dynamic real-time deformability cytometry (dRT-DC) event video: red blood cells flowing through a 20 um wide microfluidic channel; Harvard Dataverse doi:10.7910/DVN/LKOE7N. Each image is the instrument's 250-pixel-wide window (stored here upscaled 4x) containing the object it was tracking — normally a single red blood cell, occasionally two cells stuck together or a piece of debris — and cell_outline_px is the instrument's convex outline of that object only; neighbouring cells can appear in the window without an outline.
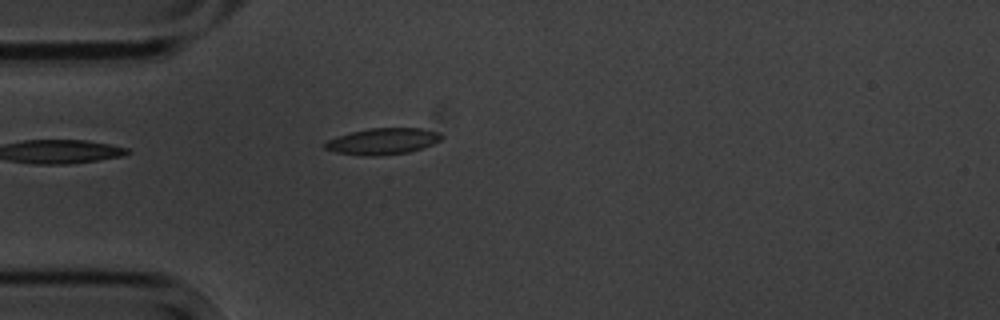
{"species": "common noctule bat (a hibernating species)", "species_latin": "Nyctalus noctula", "temperature_condition": "cold", "stored_images_in_passage": 3, "camera_frame_rate_fps": 3000, "um_per_image_px": 0.085, "animal": {"sex": "male", "body_mass_g": 20.1, "forearm_length_mm": 53.5}, "frame": {"image": 1, "passage_image": 3, "time_ms": 2.333, "image_size_px": [1000, 320], "cell_outline_px": [[444, 136], [440, 140], [432, 144], [408, 152], [376, 156], [360, 156], [336, 152], [324, 148], [324, 144], [328, 140], [336, 136], [368, 128], [420, 128], [440, 132]], "centroid_in_image_um": [32.52, 12.01], "position_along_channel_um": 52.5, "area_um2": 17.86}}